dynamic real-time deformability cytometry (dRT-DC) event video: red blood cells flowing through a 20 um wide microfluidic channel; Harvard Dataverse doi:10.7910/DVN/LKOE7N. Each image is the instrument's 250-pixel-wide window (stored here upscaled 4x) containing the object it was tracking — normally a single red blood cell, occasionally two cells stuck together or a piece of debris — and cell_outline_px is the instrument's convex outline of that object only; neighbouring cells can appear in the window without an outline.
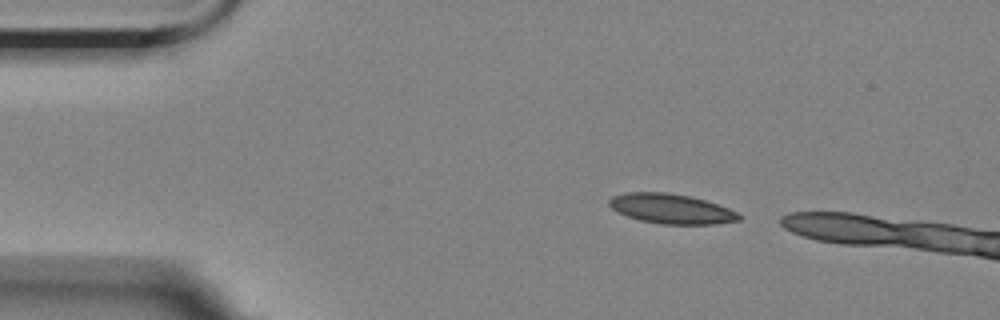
{"species": "Egyptian fruit bat (a non-hibernating species)", "species_latin": "Rousettus aegyptiacus", "temperature_condition": "room temperature", "stored_images_in_passage": 4, "camera_frame_rate_fps": 3000, "um_per_image_px": 0.085, "animal": {"sex": "female"}, "frame": {"image": 1, "passage_image": 1, "time_ms": 0.0, "image_size_px": [1000, 320], "cell_outline_px": [[744, 216], [740, 220], [712, 224], [660, 224], [640, 220], [616, 212], [608, 204], [608, 200], [612, 196], [628, 192], [668, 192], [692, 196], [728, 208]], "centroid_in_image_um": [57.04, 17.74], "position_along_channel_um": 28.0, "area_um2": 22.6}}
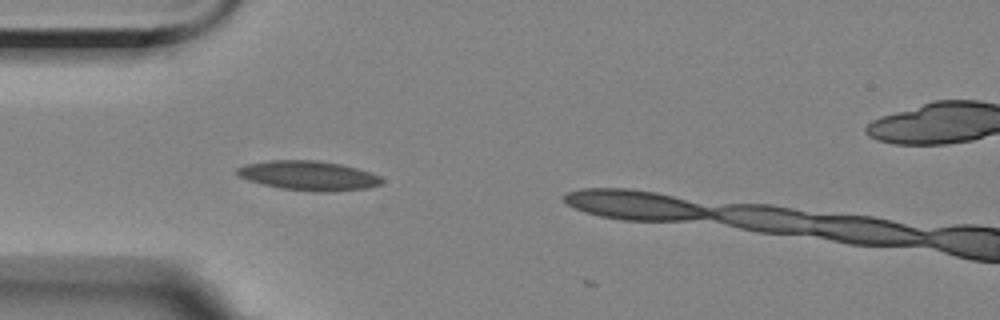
{"frame": {"image": 2, "passage_image": 3, "time_ms": 2.333, "image_size_px": [1000, 320], "cell_outline_px": [[384, 180], [380, 184], [368, 188], [332, 192], [316, 192], [280, 188], [248, 180], [240, 176], [236, 172], [236, 168], [244, 164], [268, 160], [316, 160], [340, 164], [372, 172], [380, 176]], "centroid_in_image_um": [26.24, 14.92], "position_along_channel_um": 58.8, "area_um2": 24.97}}